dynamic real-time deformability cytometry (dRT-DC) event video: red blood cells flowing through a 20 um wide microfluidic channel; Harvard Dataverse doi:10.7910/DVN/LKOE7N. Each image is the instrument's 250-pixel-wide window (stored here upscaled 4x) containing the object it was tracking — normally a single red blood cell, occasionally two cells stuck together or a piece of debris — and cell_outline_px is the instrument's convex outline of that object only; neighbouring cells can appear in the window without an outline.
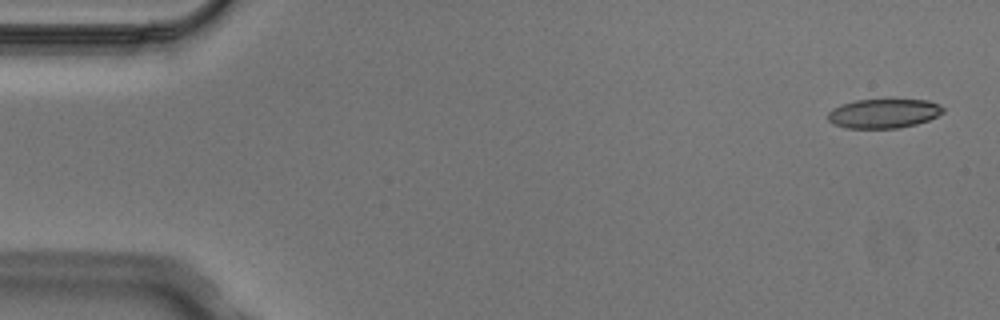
{"species": "Egyptian fruit bat (a non-hibernating species)", "species_latin": "Rousettus aegyptiacus", "temperature_condition": "cold", "stored_images_in_passage": 6, "segment_of_instrument_passage": [1, 2], "camera_frame_rate_fps": 3000, "um_per_image_px": 0.085, "animal": {"sex": "male"}, "frame": {"image": 1, "passage_image": 1, "time_ms": 0.0, "image_size_px": [1000, 320], "cell_outline_px": [[944, 112], [928, 120], [916, 124], [900, 128], [848, 128], [832, 124], [828, 120], [828, 112], [832, 108], [840, 104], [856, 100], [928, 100], [940, 104], [944, 108]], "centroid_in_image_um": [75.1, 9.64], "position_along_channel_um": 9.9, "area_um2": 19.71}}
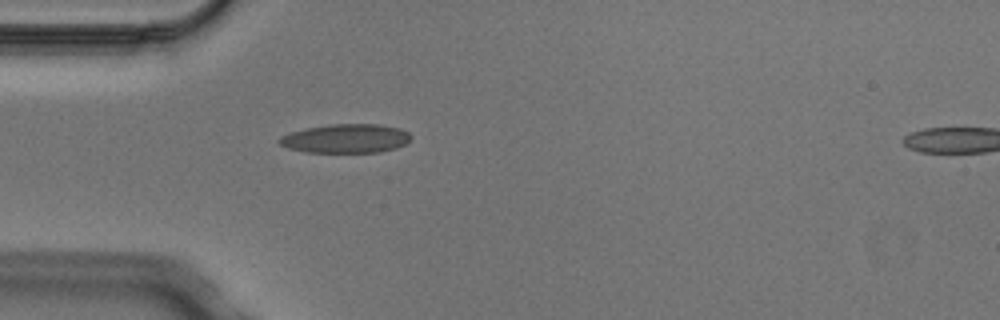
{"frame": {"image": 2, "passage_image": 5, "time_ms": 1.333, "image_size_px": [1000, 320], "cell_outline_px": [[412, 136], [404, 144], [396, 148], [380, 152], [304, 152], [288, 148], [280, 144], [276, 140], [280, 136], [292, 132], [308, 128], [332, 124], [380, 124], [400, 128], [408, 132]], "centroid_in_image_um": [29.4, 11.77], "position_along_channel_um": 55.6, "area_um2": 22.14}}